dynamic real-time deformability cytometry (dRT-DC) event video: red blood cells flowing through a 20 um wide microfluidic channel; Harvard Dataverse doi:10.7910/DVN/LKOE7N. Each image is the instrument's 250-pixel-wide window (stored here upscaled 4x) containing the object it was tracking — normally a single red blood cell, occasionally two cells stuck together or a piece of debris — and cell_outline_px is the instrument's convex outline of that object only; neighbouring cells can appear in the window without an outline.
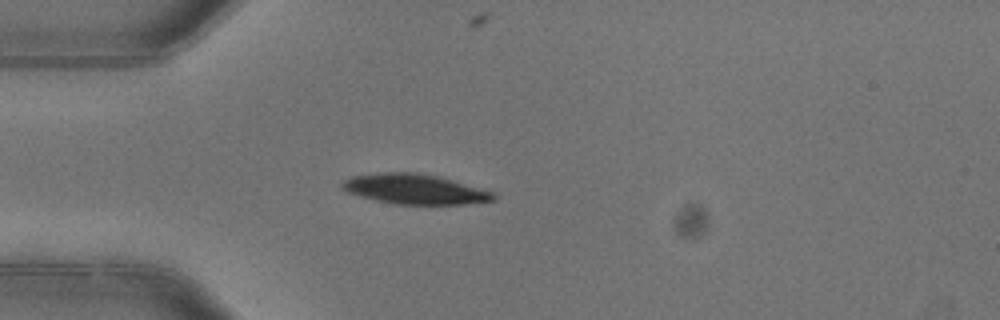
{"species": "common noctule bat (a hibernating species)", "species_latin": "Nyctalus noctula", "temperature_condition": "warm", "stored_images_in_passage": 9, "camera_frame_rate_fps": 3000, "um_per_image_px": 0.085, "animal": {"sex": "female"}, "frame": {"image": 1, "passage_image": 8, "time_ms": 2.333, "image_size_px": [1000, 320], "cell_outline_px": [[496, 196], [492, 200], [464, 204], [392, 204], [376, 200], [348, 192], [340, 188], [340, 184], [344, 180], [352, 176], [380, 172], [416, 172], [436, 176], [452, 180], [492, 192]], "centroid_in_image_um": [35.18, 16.07], "position_along_channel_um": 49.8, "area_um2": 26.13}}